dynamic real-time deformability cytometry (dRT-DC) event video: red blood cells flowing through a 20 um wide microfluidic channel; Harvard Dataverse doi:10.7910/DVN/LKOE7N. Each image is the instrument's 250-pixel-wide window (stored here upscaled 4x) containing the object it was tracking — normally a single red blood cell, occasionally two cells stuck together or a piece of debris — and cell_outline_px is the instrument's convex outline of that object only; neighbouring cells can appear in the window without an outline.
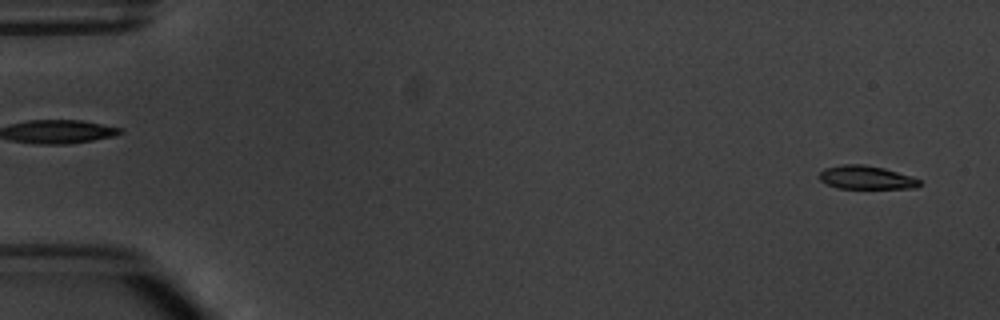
{"species": "common noctule bat (a hibernating species)", "species_latin": "Nyctalus noctula", "temperature_condition": "warm", "stored_images_in_passage": 6, "segment_of_instrument_passage": [2, 2], "camera_frame_rate_fps": 3000, "um_per_image_px": 0.085, "animal": {"sex": "male", "body_mass_g": 20.1, "forearm_length_mm": 53.5}, "frame": {"image": 1, "passage_image": 6, "time_ms": 5.667, "image_size_px": [1000, 320], "cell_outline_px": [[920, 184], [916, 188], [840, 188], [828, 184], [820, 180], [820, 172], [824, 168], [840, 164], [864, 164], [884, 168], [912, 176], [920, 180]], "centroid_in_image_um": [73.63, 15.07], "position_along_channel_um": 11.4, "area_um2": 13.64}}